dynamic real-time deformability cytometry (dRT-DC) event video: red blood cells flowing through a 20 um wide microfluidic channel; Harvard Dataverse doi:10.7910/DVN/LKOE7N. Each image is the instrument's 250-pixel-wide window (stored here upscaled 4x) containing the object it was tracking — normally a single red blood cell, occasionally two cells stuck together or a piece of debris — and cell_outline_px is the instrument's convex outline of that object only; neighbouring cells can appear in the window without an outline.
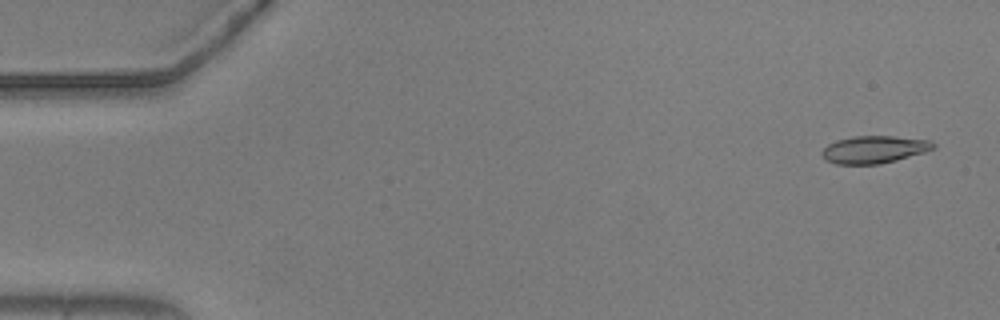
{"species": "common noctule bat (a hibernating species)", "species_latin": "Nyctalus noctula", "temperature_condition": "warm", "stored_images_in_passage": 13, "camera_frame_rate_fps": 3000, "um_per_image_px": 0.085, "animal": {"sex": "male", "body_mass_g": 20.5, "forearm_length_mm": 52.5}, "frame": {"image": 1, "passage_image": 3, "time_ms": 0.667, "image_size_px": [1000, 320], "cell_outline_px": [[936, 148], [924, 152], [896, 160], [880, 164], [836, 164], [824, 160], [820, 152], [828, 144], [836, 140], [852, 136], [892, 136], [932, 140], [936, 144]], "centroid_in_image_um": [74.29, 12.7], "position_along_channel_um": 10.7, "area_um2": 17.98}}